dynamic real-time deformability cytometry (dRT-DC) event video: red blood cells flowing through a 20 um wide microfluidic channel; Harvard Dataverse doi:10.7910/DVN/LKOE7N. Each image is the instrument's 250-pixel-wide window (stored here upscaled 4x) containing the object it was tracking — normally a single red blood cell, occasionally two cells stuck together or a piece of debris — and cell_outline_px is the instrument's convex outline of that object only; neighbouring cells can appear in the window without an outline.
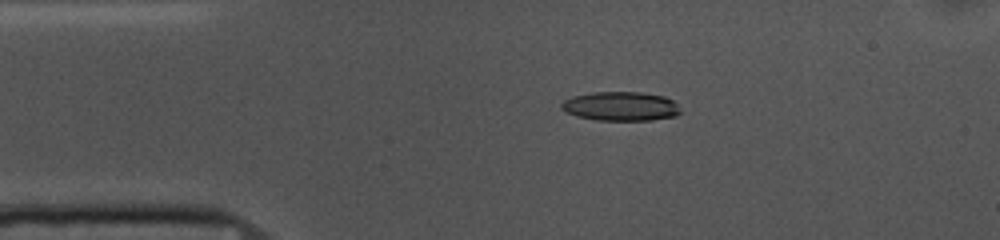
{"species": "common noctule bat (a hibernating species)", "species_latin": "Nyctalus noctula", "temperature_condition": "cold", "stored_images_in_passage": 55, "camera_frame_rate_fps": 3000, "um_per_image_px": 0.085, "animal": {"sex": "female", "body_mass_g": 10.0, "forearm_length_mm": 53.1}, "frame": {"image": 1, "passage_image": 10, "time_ms": 3.0, "image_size_px": [1000, 240], "cell_outline_px": [[680, 112], [676, 116], [652, 120], [596, 120], [576, 116], [560, 108], [560, 104], [564, 100], [572, 96], [592, 92], [640, 92], [664, 96], [672, 100], [676, 104]], "centroid_in_image_um": [52.74, 9.03], "position_along_channel_um": 32.3, "area_um2": 20.17}}
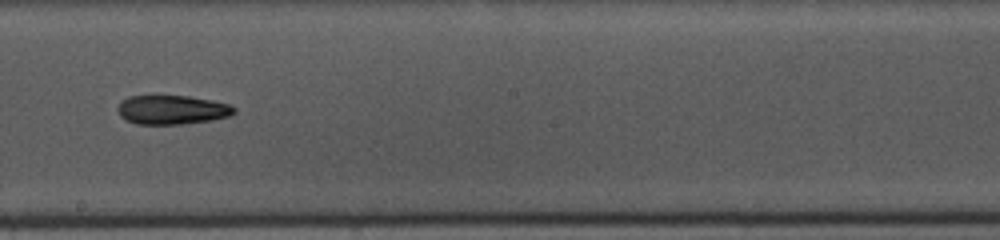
{"frame": {"image": 2, "passage_image": 29, "time_ms": 9.333, "image_size_px": [1000, 240], "cell_outline_px": [[236, 112], [228, 116], [212, 120], [184, 124], [136, 124], [120, 116], [116, 108], [120, 100], [128, 96], [188, 96], [212, 100], [228, 104], [236, 108]], "centroid_in_image_um": [14.6, 9.33], "position_along_channel_um": 233.6, "area_um2": 19.83}}
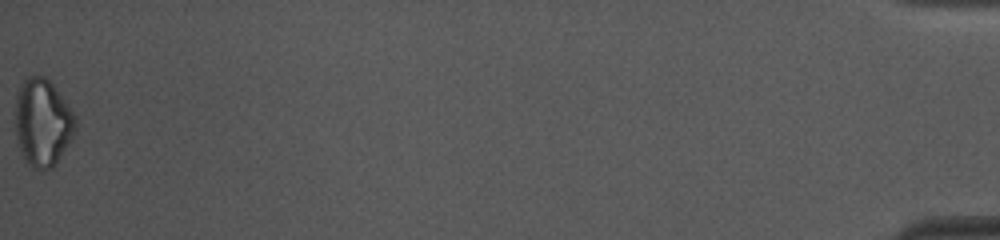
{"frame": {"image": 3, "passage_image": 54, "time_ms": 17.667, "image_size_px": [1000, 240], "cell_outline_px": [[76, 128], [68, 144], [52, 168], [32, 168], [24, 160], [16, 136], [16, 92], [24, 80], [28, 76], [44, 76], [52, 84], [76, 116]], "centroid_in_image_um": [3.61, 10.4], "position_along_channel_um": 431.6, "area_um2": 30.23}}